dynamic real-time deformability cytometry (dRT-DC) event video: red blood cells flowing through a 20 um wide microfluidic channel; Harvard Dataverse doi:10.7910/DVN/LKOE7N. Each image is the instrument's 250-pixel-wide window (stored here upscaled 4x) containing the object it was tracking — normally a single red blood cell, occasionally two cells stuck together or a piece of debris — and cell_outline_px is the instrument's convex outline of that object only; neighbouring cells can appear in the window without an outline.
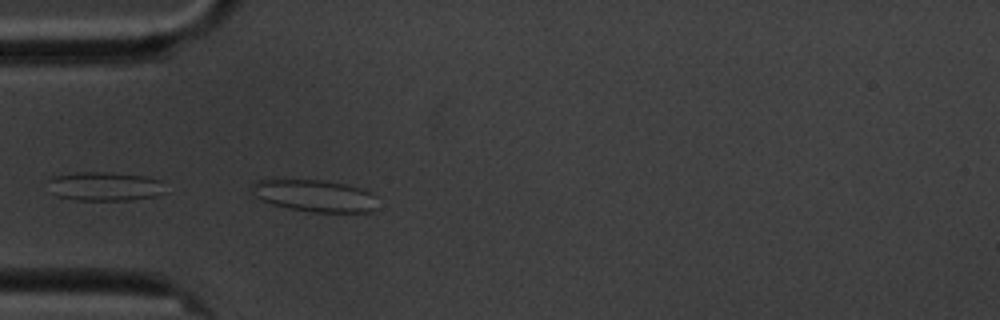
{"species": "common noctule bat (a hibernating species)", "species_latin": "Nyctalus noctula", "temperature_condition": "cold", "stored_images_in_passage": 5, "camera_frame_rate_fps": 3000, "um_per_image_px": 0.085, "animal": {"sex": "male", "body_mass_g": 20.1, "forearm_length_mm": 53.5}, "frame": {"image": 1, "passage_image": 5, "time_ms": 4.667, "image_size_px": [1000, 320], "cell_outline_px": [[376, 208], [368, 212], [312, 212], [288, 208], [272, 204], [260, 200], [252, 192], [252, 184], [256, 180], [276, 176], [324, 180], [344, 184], [368, 192], [376, 196]], "centroid_in_image_um": [26.62, 16.59], "position_along_channel_um": 58.4, "area_um2": 24.16}}